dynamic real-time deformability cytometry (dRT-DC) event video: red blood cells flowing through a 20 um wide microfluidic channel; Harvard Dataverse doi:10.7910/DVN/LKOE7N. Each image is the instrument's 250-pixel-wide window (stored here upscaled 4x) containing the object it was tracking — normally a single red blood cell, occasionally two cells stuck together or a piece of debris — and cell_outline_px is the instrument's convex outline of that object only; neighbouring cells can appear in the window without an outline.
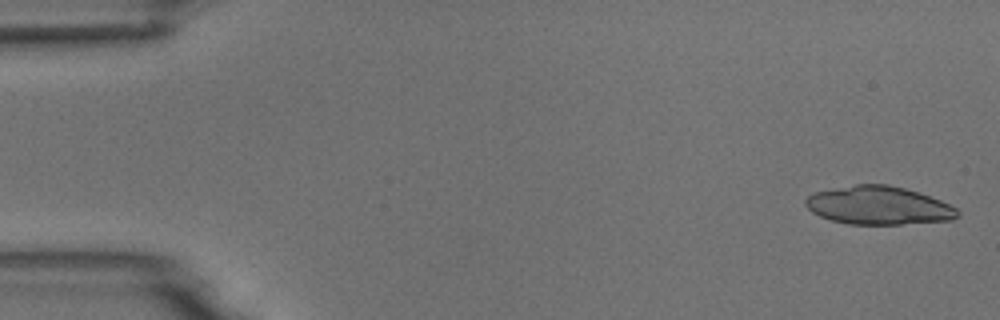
{"species": "common noctule bat (a hibernating species)", "species_latin": "Nyctalus noctula", "temperature_condition": "room temperature", "stored_images_in_passage": 5, "segment_of_instrument_passage": [1, 2], "camera_frame_rate_fps": 3000, "um_per_image_px": 0.085, "animal": {"sex": "male", "body_mass_g": 18.8}, "frame": {"image": 1, "passage_image": 1, "time_ms": 0.0, "image_size_px": [1000, 320], "cell_outline_px": [[960, 216], [952, 220], [900, 224], [848, 224], [832, 220], [820, 216], [812, 212], [804, 204], [804, 200], [808, 196], [816, 192], [856, 184], [888, 184], [904, 188], [940, 200], [956, 208], [960, 212]], "centroid_in_image_um": [74.68, 17.47], "position_along_channel_um": 10.3, "area_um2": 33.7}}